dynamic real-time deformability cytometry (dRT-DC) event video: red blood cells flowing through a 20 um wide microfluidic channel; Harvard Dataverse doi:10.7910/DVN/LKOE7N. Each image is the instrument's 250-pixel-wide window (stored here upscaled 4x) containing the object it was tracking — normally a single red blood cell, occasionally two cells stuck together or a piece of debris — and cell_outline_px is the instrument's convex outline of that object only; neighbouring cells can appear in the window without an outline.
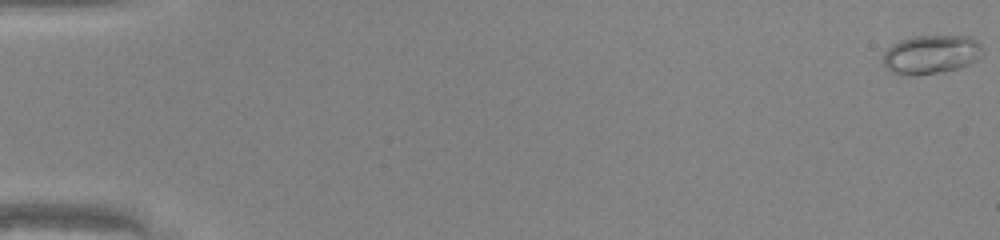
{"species": "common noctule bat (a hibernating species)", "species_latin": "Nyctalus noctula", "temperature_condition": "warm", "stored_images_in_passage": 14, "camera_frame_rate_fps": 3000, "um_per_image_px": 0.085, "animal": {"sex": "male", "body_mass_g": 20.0, "forearm_length_mm": 53.3}, "frame": {"image": 1, "passage_image": 1, "time_ms": 0.0, "image_size_px": [1000, 240], "cell_outline_px": [[984, 52], [976, 60], [960, 68], [916, 76], [904, 76], [892, 72], [884, 64], [884, 52], [892, 44], [900, 40], [912, 36], [972, 36], [980, 44]], "centroid_in_image_um": [79.15, 4.63], "position_along_channel_um": 5.9, "area_um2": 22.66}}